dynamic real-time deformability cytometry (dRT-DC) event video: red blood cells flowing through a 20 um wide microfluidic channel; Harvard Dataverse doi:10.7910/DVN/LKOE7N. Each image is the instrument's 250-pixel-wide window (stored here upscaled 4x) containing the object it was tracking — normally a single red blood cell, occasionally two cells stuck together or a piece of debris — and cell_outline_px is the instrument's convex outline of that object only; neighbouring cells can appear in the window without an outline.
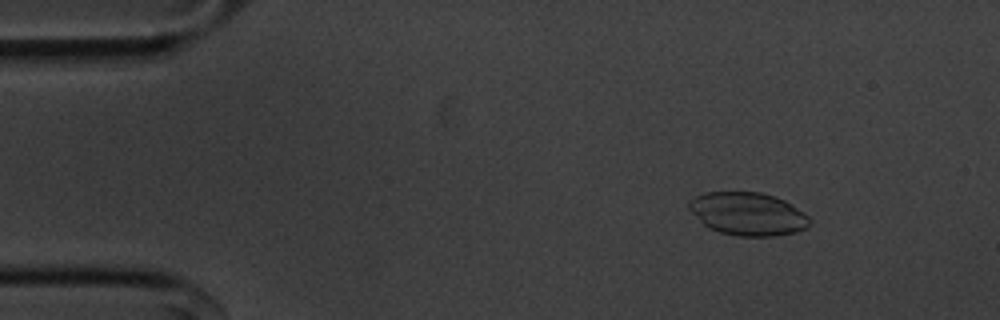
{"species": "common noctule bat (a hibernating species)", "species_latin": "Nyctalus noctula", "temperature_condition": "cold", "stored_images_in_passage": 54, "camera_frame_rate_fps": 3000, "um_per_image_px": 0.085, "animal": {"sex": "male", "body_mass_g": 20.1, "forearm_length_mm": 53.5}, "frame": {"image": 1, "passage_image": 6, "time_ms": 1.667, "image_size_px": [1000, 320], "cell_outline_px": [[812, 220], [804, 228], [796, 232], [776, 236], [736, 236], [720, 232], [708, 228], [688, 208], [688, 204], [696, 196], [704, 192], [760, 192], [776, 196], [784, 200], [804, 212]], "centroid_in_image_um": [63.58, 18.18], "position_along_channel_um": 21.4, "area_um2": 30.17}}